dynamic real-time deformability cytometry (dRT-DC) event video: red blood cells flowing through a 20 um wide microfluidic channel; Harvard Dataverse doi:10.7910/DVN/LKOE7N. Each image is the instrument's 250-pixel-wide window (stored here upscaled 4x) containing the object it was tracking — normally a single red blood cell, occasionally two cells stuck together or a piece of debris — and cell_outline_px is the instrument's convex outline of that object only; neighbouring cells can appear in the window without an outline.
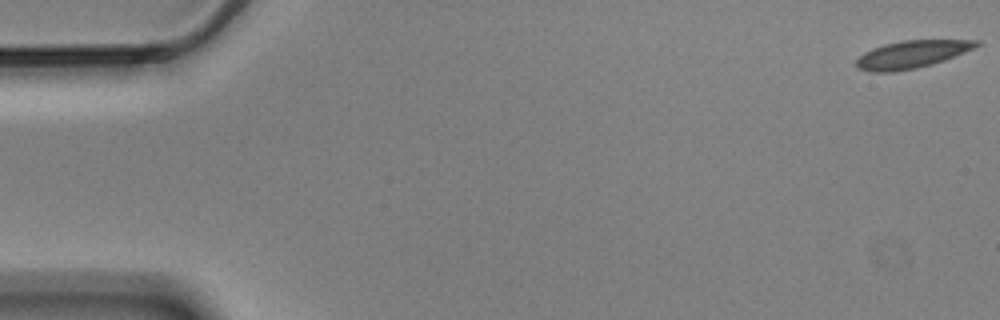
{"species": "Egyptian fruit bat (a non-hibernating species)", "species_latin": "Rousettus aegyptiacus", "temperature_condition": "cold", "stored_images_in_passage": 11, "camera_frame_rate_fps": 3000, "um_per_image_px": 0.085, "animal": {"sex": "male"}, "frame": {"image": 1, "passage_image": 1, "time_ms": 0.0, "image_size_px": [1000, 320], "cell_outline_px": [[980, 44], [964, 52], [944, 60], [932, 64], [916, 68], [892, 72], [872, 72], [860, 68], [856, 64], [856, 60], [864, 52], [872, 48], [884, 44], [900, 40], [980, 40]], "centroid_in_image_um": [77.47, 4.61], "position_along_channel_um": 7.5, "area_um2": 19.07}}